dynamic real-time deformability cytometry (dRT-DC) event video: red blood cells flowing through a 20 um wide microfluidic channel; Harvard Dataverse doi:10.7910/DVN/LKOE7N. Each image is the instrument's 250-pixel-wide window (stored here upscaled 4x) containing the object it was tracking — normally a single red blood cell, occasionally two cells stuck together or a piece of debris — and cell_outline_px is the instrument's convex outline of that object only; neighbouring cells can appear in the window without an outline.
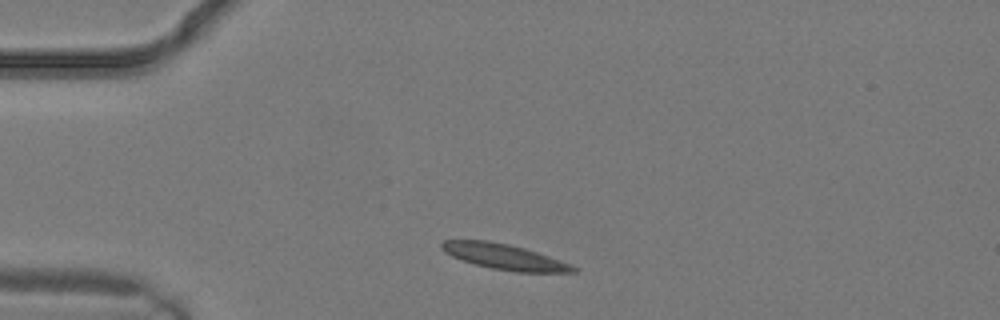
{"species": "common noctule bat (a hibernating species)", "species_latin": "Nyctalus noctula", "temperature_condition": "warm", "stored_images_in_passage": 3, "camera_frame_rate_fps": 3000, "um_per_image_px": 0.085, "animal": {"sex": "male", "body_mass_g": 19.2, "forearm_length_mm": 51.8}, "frame": {"image": 1, "passage_image": 3, "time_ms": 0.667, "image_size_px": [1000, 320], "cell_outline_px": [[580, 272], [516, 272], [492, 268], [460, 260], [444, 252], [440, 248], [440, 244], [444, 240], [488, 240], [508, 244], [524, 248], [572, 264], [580, 268]], "centroid_in_image_um": [42.88, 21.82], "position_along_channel_um": 42.1, "area_um2": 19.59}}